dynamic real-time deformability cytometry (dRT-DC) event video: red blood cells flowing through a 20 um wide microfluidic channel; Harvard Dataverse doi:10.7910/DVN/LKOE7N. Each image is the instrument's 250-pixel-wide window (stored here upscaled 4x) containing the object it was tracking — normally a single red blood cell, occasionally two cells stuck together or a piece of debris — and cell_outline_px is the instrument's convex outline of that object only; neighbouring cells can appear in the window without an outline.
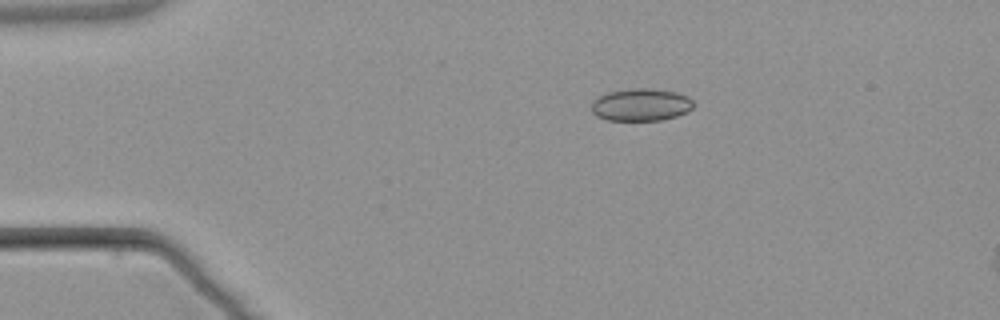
{"species": "common noctule bat (a hibernating species)", "species_latin": "Nyctalus noctula", "temperature_condition": "warm", "stored_images_in_passage": 4, "camera_frame_rate_fps": 3000, "um_per_image_px": 0.085, "animal": {"sex": "male", "body_mass_g": 21.5, "forearm_length_mm": 52.0}, "frame": {"image": 1, "passage_image": 2, "time_ms": 1.333, "image_size_px": [1000, 320], "cell_outline_px": [[692, 108], [688, 112], [676, 116], [660, 120], [608, 120], [596, 116], [592, 112], [592, 100], [608, 92], [628, 88], [652, 88], [676, 92], [688, 96], [692, 100]], "centroid_in_image_um": [54.47, 8.89], "position_along_channel_um": 30.5, "area_um2": 19.36}}